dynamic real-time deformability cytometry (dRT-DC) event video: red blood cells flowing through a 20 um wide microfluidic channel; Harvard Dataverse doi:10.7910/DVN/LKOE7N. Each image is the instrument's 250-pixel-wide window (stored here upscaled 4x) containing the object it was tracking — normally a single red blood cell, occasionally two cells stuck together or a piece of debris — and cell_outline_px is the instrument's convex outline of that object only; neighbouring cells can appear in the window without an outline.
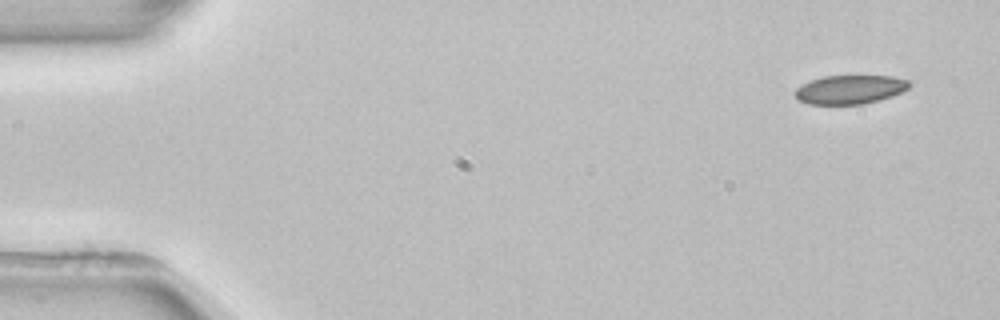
{"species": "common noctule bat (a hibernating species)", "species_latin": "Nyctalus noctula", "temperature_condition": "room temperature", "stored_images_in_passage": 4, "camera_frame_rate_fps": 3000, "um_per_image_px": 0.085, "animal": {"sex": "female", "body_mass_g": 22.7, "forearm_length_mm": 54.2}, "frame": {"image": 1, "passage_image": 1, "time_ms": 0.0, "image_size_px": [1000, 320], "cell_outline_px": [[912, 84], [908, 88], [892, 96], [864, 104], [808, 104], [800, 100], [792, 92], [800, 84], [824, 76], [892, 76], [908, 80]], "centroid_in_image_um": [72.23, 7.6], "position_along_channel_um": 12.8, "area_um2": 19.19}}
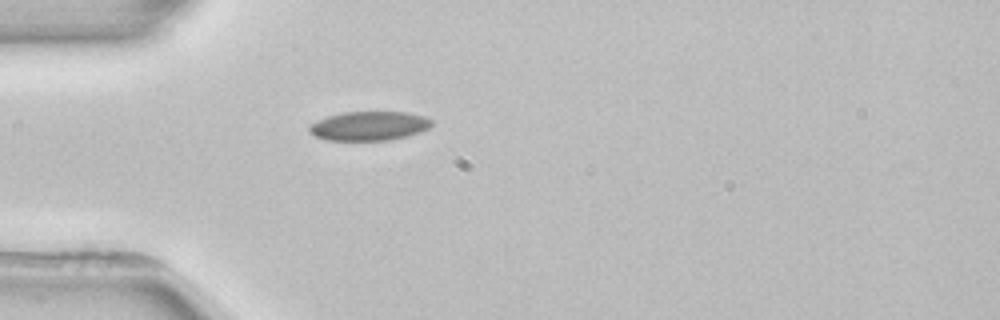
{"frame": {"image": 2, "passage_image": 4, "time_ms": 4.0, "image_size_px": [1000, 320], "cell_outline_px": [[432, 124], [428, 128], [420, 132], [388, 140], [328, 140], [316, 136], [308, 132], [308, 128], [316, 120], [328, 116], [344, 112], [408, 112], [424, 116], [432, 120]], "centroid_in_image_um": [31.37, 10.69], "position_along_channel_um": 53.6, "area_um2": 20.63}}